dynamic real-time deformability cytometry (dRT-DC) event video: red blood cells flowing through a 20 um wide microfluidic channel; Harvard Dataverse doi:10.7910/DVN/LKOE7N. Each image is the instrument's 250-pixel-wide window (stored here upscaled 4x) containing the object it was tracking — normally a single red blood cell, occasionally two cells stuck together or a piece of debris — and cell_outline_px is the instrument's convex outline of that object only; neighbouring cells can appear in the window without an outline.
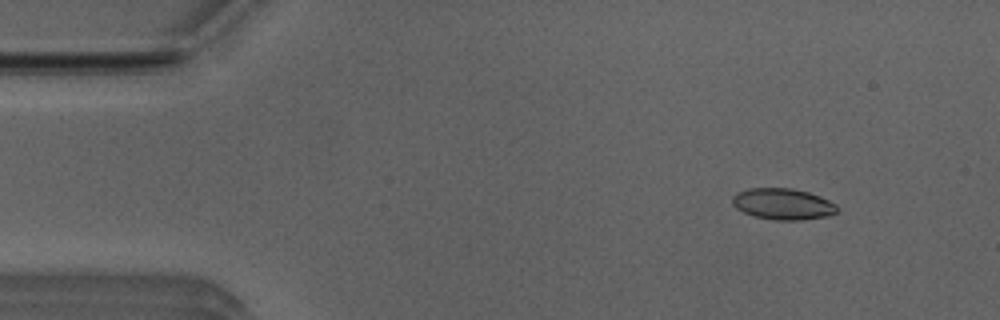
{"species": "Egyptian fruit bat (a non-hibernating species)", "species_latin": "Rousettus aegyptiacus", "temperature_condition": "room temperature", "stored_images_in_passage": 52, "segment_of_instrument_passage": [1, 2], "camera_frame_rate_fps": 3000, "um_per_image_px": 0.085, "animal": {"sex": "male"}, "frame": {"image": 1, "passage_image": 5, "time_ms": 1.333, "image_size_px": [1000, 320], "cell_outline_px": [[840, 208], [836, 212], [824, 216], [800, 220], [776, 220], [752, 216], [736, 208], [732, 204], [732, 196], [736, 192], [748, 188], [792, 188], [808, 192], [820, 196], [836, 204]], "centroid_in_image_um": [66.51, 17.33], "position_along_channel_um": 18.5, "area_um2": 19.13}}
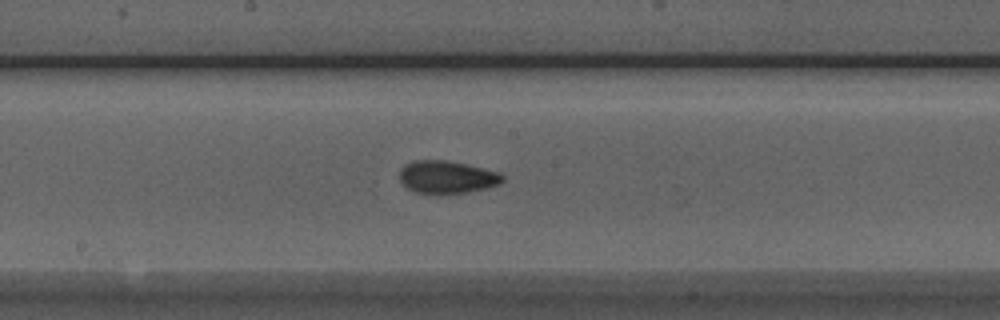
{"frame": {"image": 2, "passage_image": 26, "time_ms": 8.333, "image_size_px": [1000, 320], "cell_outline_px": [[504, 180], [500, 184], [468, 192], [440, 196], [416, 192], [408, 188], [400, 180], [400, 168], [404, 164], [412, 160], [444, 160], [464, 164], [500, 172], [504, 176]], "centroid_in_image_um": [37.97, 15.07], "position_along_channel_um": 210.2, "area_um2": 19.94}}
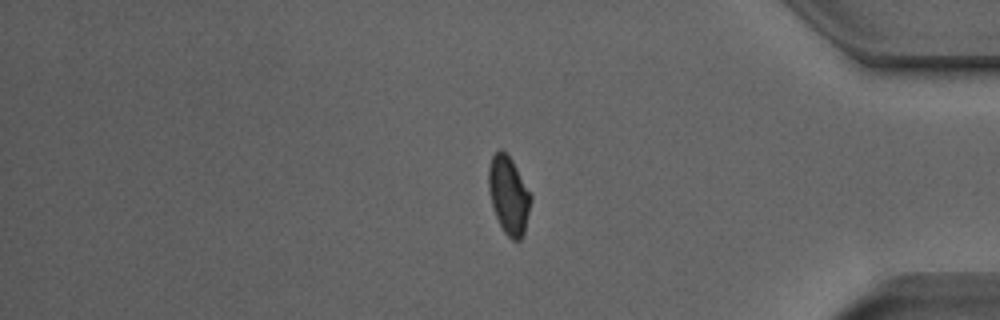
{"frame": {"image": 3, "passage_image": 42, "time_ms": 13.667, "image_size_px": [1000, 320], "cell_outline_px": [[532, 200], [524, 232], [520, 240], [512, 240], [504, 232], [496, 216], [492, 204], [488, 188], [488, 168], [492, 156], [496, 152], [504, 152], [512, 160], [532, 196]], "centroid_in_image_um": [43.24, 16.62], "position_along_channel_um": 392.0, "area_um2": 18.84}}